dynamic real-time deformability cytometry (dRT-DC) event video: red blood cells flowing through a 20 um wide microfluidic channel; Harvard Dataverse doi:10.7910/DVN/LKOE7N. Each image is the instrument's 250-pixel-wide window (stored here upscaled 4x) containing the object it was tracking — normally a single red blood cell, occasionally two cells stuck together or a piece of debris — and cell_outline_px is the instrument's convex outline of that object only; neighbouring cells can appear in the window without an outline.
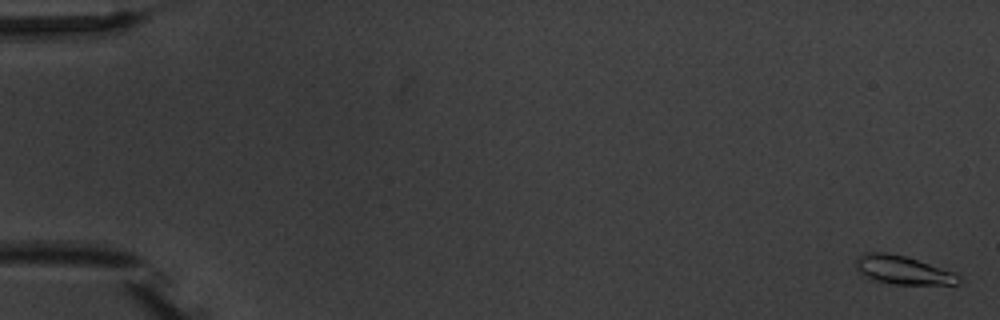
{"species": "common noctule bat (a hibernating species)", "species_latin": "Nyctalus noctula", "temperature_condition": "warm", "stored_images_in_passage": 5, "camera_frame_rate_fps": 3000, "um_per_image_px": 0.085, "animal": {"sex": "male", "body_mass_g": 20.1, "forearm_length_mm": 53.5}, "frame": {"image": 1, "passage_image": 1, "time_ms": 0.0, "image_size_px": [1000, 320], "cell_outline_px": [[960, 284], [892, 284], [876, 280], [856, 272], [856, 256], [864, 252], [884, 252], [904, 256], [956, 272], [960, 280]], "centroid_in_image_um": [76.71, 22.94], "position_along_channel_um": 8.3, "area_um2": 17.05}}